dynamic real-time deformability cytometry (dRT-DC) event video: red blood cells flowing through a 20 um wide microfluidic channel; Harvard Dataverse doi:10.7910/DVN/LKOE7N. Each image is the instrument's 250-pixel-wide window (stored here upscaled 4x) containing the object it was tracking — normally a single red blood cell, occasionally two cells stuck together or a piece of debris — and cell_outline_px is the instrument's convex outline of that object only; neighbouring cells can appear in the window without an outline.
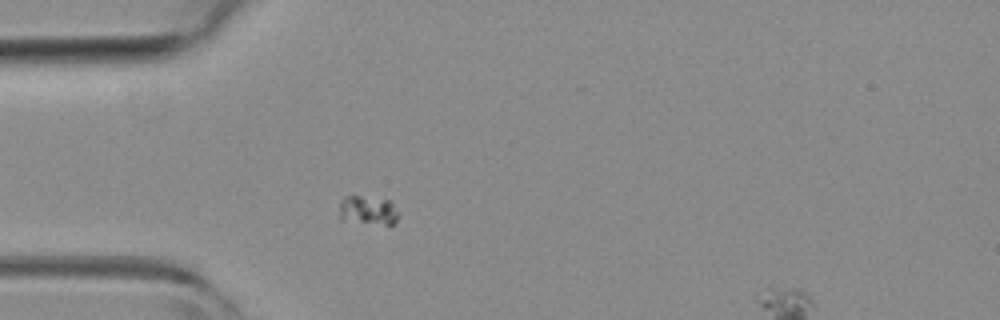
{"species": "common noctule bat (a hibernating species)", "species_latin": "Nyctalus noctula", "temperature_condition": "room temperature", "stored_images_in_passage": 45, "camera_frame_rate_fps": 3000, "um_per_image_px": 0.085, "animal": {"sex": "female", "body_mass_g": 19.3, "forearm_length_mm": 54.1}, "frame": {"image": 1, "passage_image": 7, "time_ms": 2.0, "image_size_px": [1000, 320], "cell_outline_px": [[400, 212], [396, 224], [384, 224], [340, 220], [340, 200], [344, 196], [360, 196], [388, 200]], "centroid_in_image_um": [31.29, 17.88], "position_along_channel_um": 53.7, "area_um2": 10.0}}
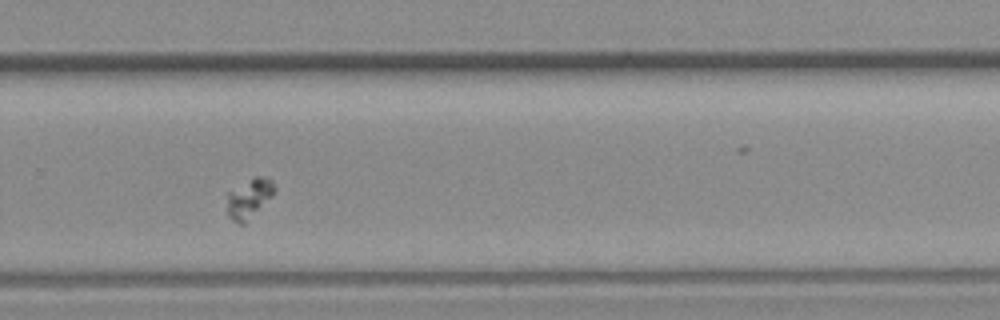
{"frame": {"image": 2, "passage_image": 27, "time_ms": 8.667, "image_size_px": [1000, 320], "cell_outline_px": [[276, 188], [272, 196], [244, 224], [240, 224], [232, 220], [228, 216], [228, 192], [252, 176], [268, 176], [272, 180]], "centroid_in_image_um": [21.2, 16.82], "position_along_channel_um": 308.6, "area_um2": 10.92}}
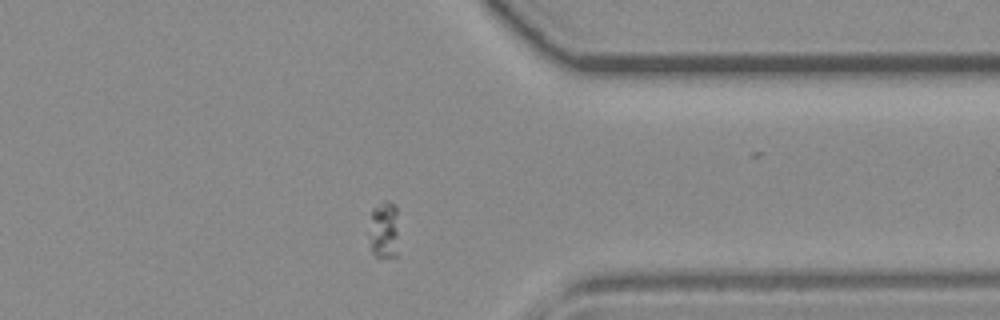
{"frame": {"image": 3, "passage_image": 33, "time_ms": 10.667, "image_size_px": [1000, 320], "cell_outline_px": [[400, 256], [376, 256], [372, 252], [368, 236], [372, 208], [384, 200], [388, 200], [396, 208]], "centroid_in_image_um": [32.66, 19.58], "position_along_channel_um": 378.7, "area_um2": 10.4}}